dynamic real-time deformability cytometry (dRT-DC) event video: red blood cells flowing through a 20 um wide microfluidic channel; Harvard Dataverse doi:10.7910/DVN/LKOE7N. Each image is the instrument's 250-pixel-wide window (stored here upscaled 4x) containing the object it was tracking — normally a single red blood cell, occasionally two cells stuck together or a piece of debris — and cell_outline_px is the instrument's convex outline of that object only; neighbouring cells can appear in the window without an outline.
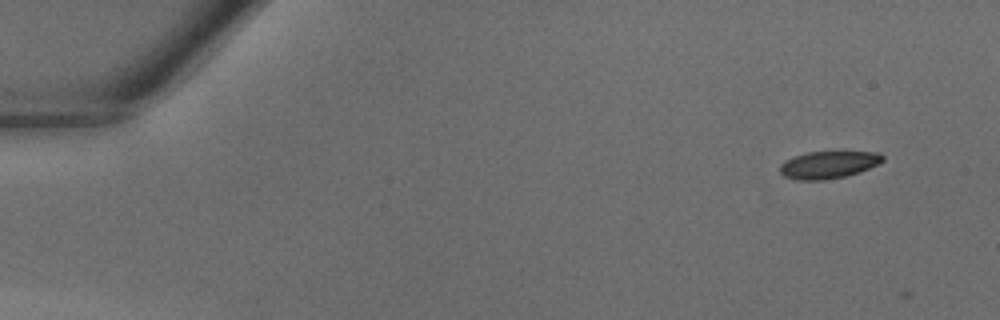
{"species": "common noctule bat (a hibernating species)", "species_latin": "Nyctalus noctula", "temperature_condition": "warm", "stored_images_in_passage": 3, "camera_frame_rate_fps": 3000, "um_per_image_px": 0.085, "animal": {"sex": "male", "body_mass_g": 18.8}, "frame": {"image": 1, "passage_image": 2, "time_ms": 0.333, "image_size_px": [1000, 320], "cell_outline_px": [[884, 160], [868, 168], [844, 176], [824, 180], [796, 180], [784, 176], [780, 172], [780, 164], [784, 160], [792, 156], [808, 152], [876, 152], [884, 156]], "centroid_in_image_um": [70.34, 14.0], "position_along_channel_um": 14.7, "area_um2": 16.18}}